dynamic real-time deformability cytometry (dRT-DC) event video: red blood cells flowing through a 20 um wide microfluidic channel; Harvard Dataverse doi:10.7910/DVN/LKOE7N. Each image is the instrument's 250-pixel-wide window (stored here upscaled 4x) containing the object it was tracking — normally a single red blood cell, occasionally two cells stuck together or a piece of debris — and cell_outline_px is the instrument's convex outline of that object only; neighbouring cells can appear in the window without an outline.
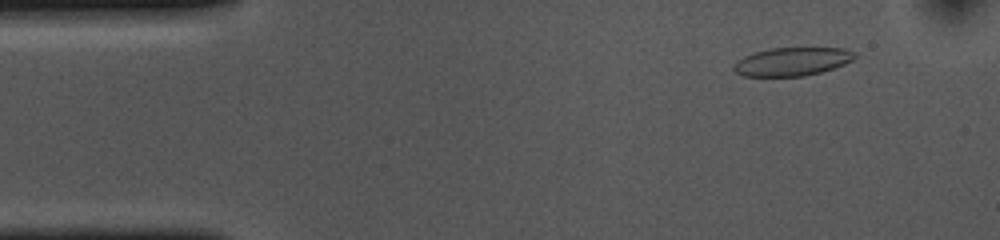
{"species": "common noctule bat (a hibernating species)", "species_latin": "Nyctalus noctula", "temperature_condition": "cold", "stored_images_in_passage": 53, "camera_frame_rate_fps": 3000, "um_per_image_px": 0.085, "animal": {"sex": "female", "body_mass_g": 10.0, "forearm_length_mm": 53.1}, "frame": {"image": 1, "passage_image": 5, "time_ms": 1.333, "image_size_px": [1000, 240], "cell_outline_px": [[856, 56], [852, 60], [844, 64], [820, 72], [804, 76], [744, 76], [736, 72], [732, 68], [736, 60], [744, 56], [756, 52], [772, 48], [844, 48], [852, 52]], "centroid_in_image_um": [67.29, 5.24], "position_along_channel_um": 17.7, "area_um2": 19.77}}
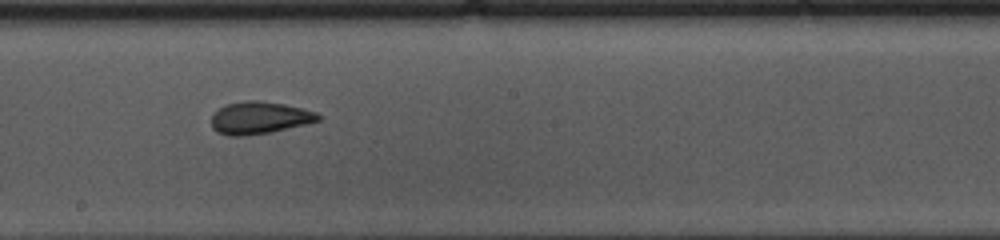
{"frame": {"image": 2, "passage_image": 28, "time_ms": 9.0, "image_size_px": [1000, 240], "cell_outline_px": [[324, 116], [320, 120], [308, 124], [272, 132], [244, 136], [228, 136], [216, 132], [212, 128], [212, 112], [224, 104], [244, 100], [260, 100], [284, 104], [316, 112]], "centroid_in_image_um": [22.04, 10.01], "position_along_channel_um": 226.2, "area_um2": 20.58}}
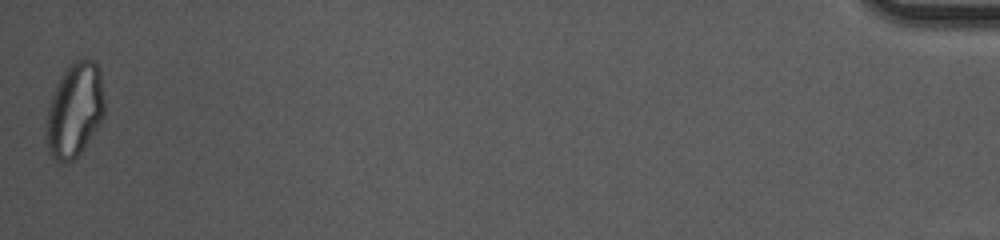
{"frame": {"image": 3, "passage_image": 53, "time_ms": 17.333, "image_size_px": [1000, 240], "cell_outline_px": [[104, 116], [80, 152], [72, 160], [64, 164], [56, 160], [48, 152], [48, 108], [52, 96], [60, 76], [68, 64], [84, 56], [96, 60], [100, 68], [104, 96]], "centroid_in_image_um": [6.39, 9.26], "position_along_channel_um": 428.8, "area_um2": 31.85}, "authors_computed_cell_mechanics": {"area_um2": 20.9236, "velocity_mm_per_s": 3.6513, "shape_relaxation_time_tau1_ms": 10.3428, "shape_relaxation_time_tau2_ms": 2.0967, "deformation_change_tau1": 0.2386, "deformation_change_tau2": 0.099}}